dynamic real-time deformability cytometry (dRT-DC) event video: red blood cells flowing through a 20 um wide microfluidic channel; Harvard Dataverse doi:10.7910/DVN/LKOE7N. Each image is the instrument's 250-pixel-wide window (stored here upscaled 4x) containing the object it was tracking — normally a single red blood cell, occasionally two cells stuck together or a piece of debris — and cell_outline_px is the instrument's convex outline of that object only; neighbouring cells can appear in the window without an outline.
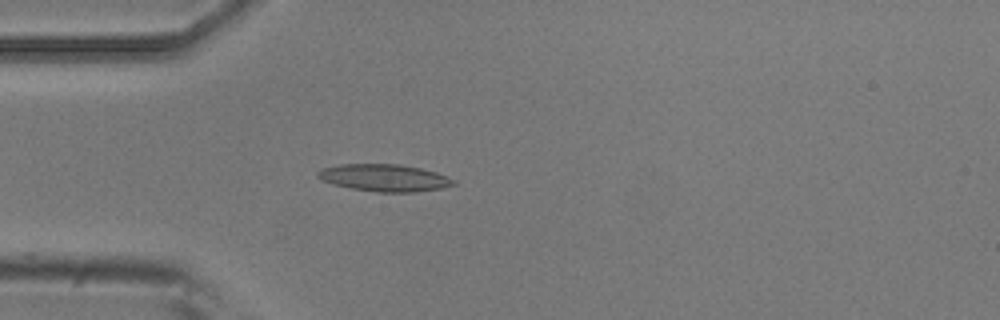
{"species": "common noctule bat (a hibernating species)", "species_latin": "Nyctalus noctula", "temperature_condition": "room temperature", "stored_images_in_passage": 4, "camera_frame_rate_fps": 3000, "um_per_image_px": 0.085, "animal": {"sex": "male", "body_mass_g": 20.5, "forearm_length_mm": 52.5}, "frame": {"image": 1, "passage_image": 4, "time_ms": 1.0, "image_size_px": [1000, 320], "cell_outline_px": [[456, 184], [440, 188], [416, 192], [376, 192], [352, 188], [332, 184], [316, 176], [316, 172], [324, 168], [340, 164], [400, 164], [420, 168], [436, 172], [456, 180]], "centroid_in_image_um": [32.68, 15.11], "position_along_channel_um": 52.3, "area_um2": 21.39}}